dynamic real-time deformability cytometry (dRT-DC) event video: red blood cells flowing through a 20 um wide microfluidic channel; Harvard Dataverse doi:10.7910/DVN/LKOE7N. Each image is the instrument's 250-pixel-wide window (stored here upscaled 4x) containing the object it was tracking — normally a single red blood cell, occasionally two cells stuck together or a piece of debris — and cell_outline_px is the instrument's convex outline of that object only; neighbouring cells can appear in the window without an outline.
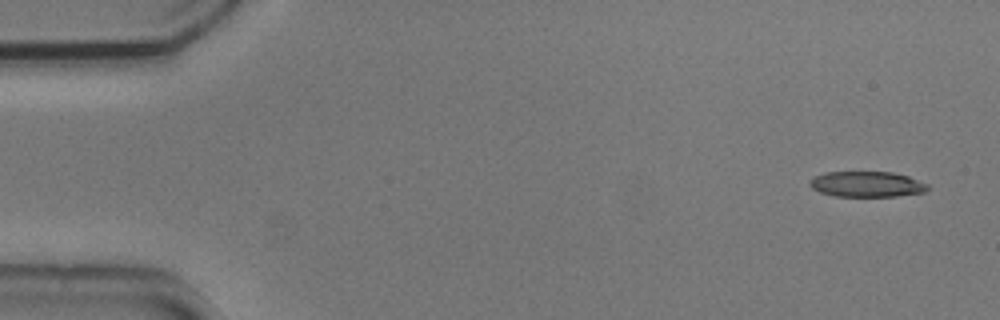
{"species": "common noctule bat (a hibernating species)", "species_latin": "Nyctalus noctula", "temperature_condition": "cold", "stored_images_in_passage": 4, "camera_frame_rate_fps": 3000, "um_per_image_px": 0.085, "animal": {"sex": "male", "body_mass_g": 20.5, "forearm_length_mm": 52.5}, "frame": {"image": 1, "passage_image": 1, "time_ms": 0.0, "image_size_px": [1000, 320], "cell_outline_px": [[928, 188], [924, 192], [896, 196], [836, 196], [820, 192], [812, 188], [808, 184], [816, 176], [824, 172], [892, 172], [908, 176], [928, 184]], "centroid_in_image_um": [73.68, 15.65], "position_along_channel_um": 11.3, "area_um2": 17.4}}
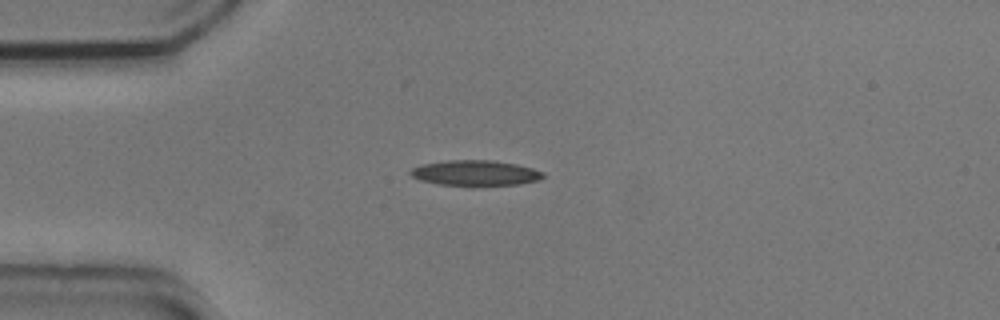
{"frame": {"image": 2, "passage_image": 4, "time_ms": 1.0, "image_size_px": [1000, 320], "cell_outline_px": [[544, 176], [540, 180], [520, 184], [476, 188], [468, 188], [436, 184], [420, 180], [412, 176], [408, 172], [412, 168], [420, 164], [448, 160], [492, 160], [516, 164], [532, 168], [544, 172]], "centroid_in_image_um": [40.39, 14.75], "position_along_channel_um": 44.6, "area_um2": 20.63}}